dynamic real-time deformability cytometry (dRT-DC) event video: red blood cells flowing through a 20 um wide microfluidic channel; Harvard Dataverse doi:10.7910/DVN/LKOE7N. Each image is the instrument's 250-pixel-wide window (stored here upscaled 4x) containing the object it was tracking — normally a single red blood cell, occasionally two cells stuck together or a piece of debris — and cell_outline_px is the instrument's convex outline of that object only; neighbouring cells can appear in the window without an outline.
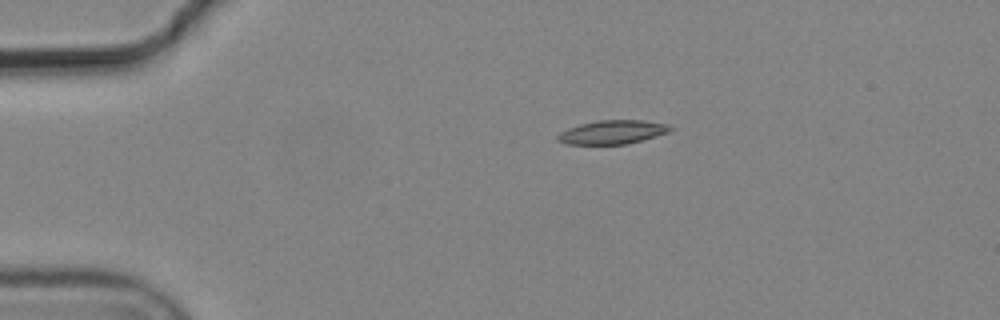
{"species": "common noctule bat (a hibernating species)", "species_latin": "Nyctalus noctula", "temperature_condition": "cold", "stored_images_in_passage": 3, "camera_frame_rate_fps": 3000, "um_per_image_px": 0.085, "animal": {"sex": "male", "body_mass_g": 19.2, "forearm_length_mm": 51.8}, "frame": {"image": 1, "passage_image": 1, "time_ms": 0.0, "image_size_px": [1000, 320], "cell_outline_px": [[672, 128], [668, 132], [656, 136], [624, 144], [564, 144], [556, 140], [556, 136], [560, 132], [568, 128], [580, 124], [596, 120], [644, 120], [668, 124]], "centroid_in_image_um": [52.01, 11.22], "position_along_channel_um": 33.0, "area_um2": 15.55}}